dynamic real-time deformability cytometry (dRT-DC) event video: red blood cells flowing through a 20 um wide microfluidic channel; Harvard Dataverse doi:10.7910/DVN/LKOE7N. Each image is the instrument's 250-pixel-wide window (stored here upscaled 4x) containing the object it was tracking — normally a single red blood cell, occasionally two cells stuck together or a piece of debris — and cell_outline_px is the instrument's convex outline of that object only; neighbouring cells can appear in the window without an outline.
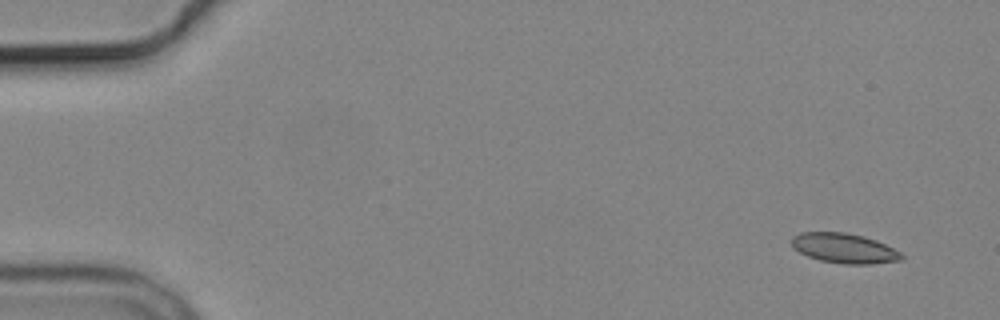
{"species": "common noctule bat (a hibernating species)", "species_latin": "Nyctalus noctula", "temperature_condition": "cold", "stored_images_in_passage": 4, "camera_frame_rate_fps": 3000, "um_per_image_px": 0.085, "animal": {"sex": "male", "body_mass_g": 19.2, "forearm_length_mm": 51.8}, "frame": {"image": 1, "passage_image": 1, "time_ms": 0.0, "image_size_px": [1000, 320], "cell_outline_px": [[904, 256], [900, 260], [872, 264], [844, 264], [820, 260], [808, 256], [792, 248], [792, 236], [800, 232], [844, 232], [864, 236], [876, 240], [900, 252]], "centroid_in_image_um": [71.73, 21.09], "position_along_channel_um": 13.3, "area_um2": 19.07}}
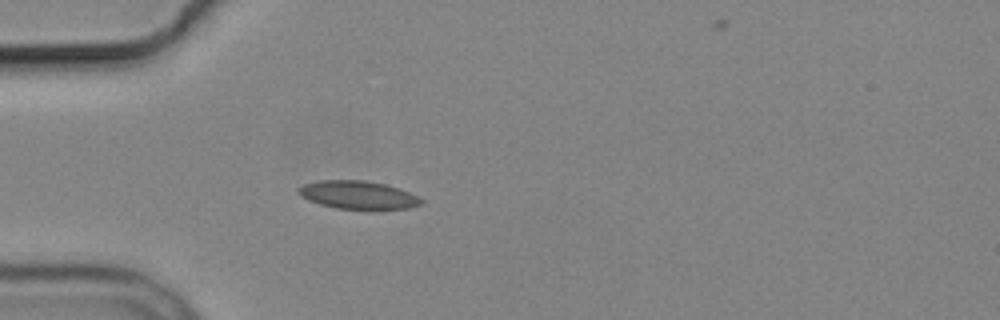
{"frame": {"image": 2, "passage_image": 4, "time_ms": 4.333, "image_size_px": [1000, 320], "cell_outline_px": [[424, 204], [408, 208], [372, 212], [336, 208], [320, 204], [308, 200], [300, 196], [296, 192], [296, 188], [304, 184], [320, 180], [364, 180], [384, 184], [408, 192], [424, 200]], "centroid_in_image_um": [30.43, 16.62], "position_along_channel_um": 54.6, "area_um2": 20.87}}